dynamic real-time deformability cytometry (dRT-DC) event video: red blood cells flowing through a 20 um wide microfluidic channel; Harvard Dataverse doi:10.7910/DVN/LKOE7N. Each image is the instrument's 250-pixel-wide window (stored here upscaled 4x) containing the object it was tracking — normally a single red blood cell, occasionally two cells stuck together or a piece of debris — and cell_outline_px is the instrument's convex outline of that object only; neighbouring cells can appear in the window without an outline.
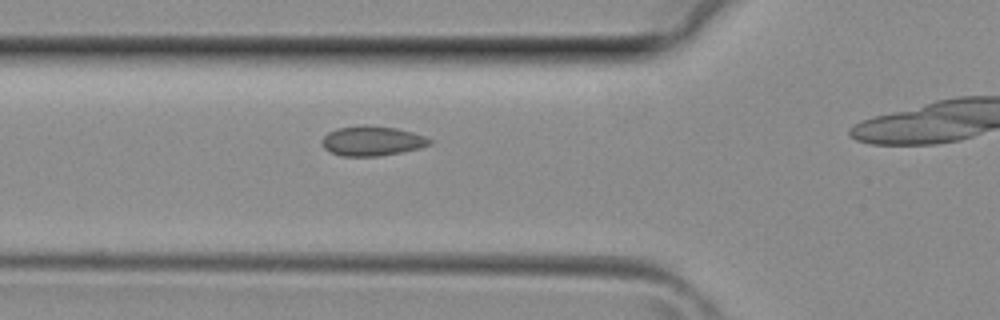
{"species": "common noctule bat (a hibernating species)", "species_latin": "Nyctalus noctula", "temperature_condition": "room temperature", "stored_images_in_passage": 10, "camera_frame_rate_fps": 3000, "um_per_image_px": 0.085, "animal": {"sex": "female", "body_mass_g": 29.2, "forearm_length_mm": 56.3}, "frame": {"image": 1, "passage_image": 2, "time_ms": 0.333, "image_size_px": [1000, 320], "cell_outline_px": [[432, 144], [420, 148], [380, 156], [340, 156], [324, 148], [320, 140], [328, 132], [336, 128], [364, 124], [396, 128], [412, 132], [424, 136], [432, 140]], "centroid_in_image_um": [31.61, 11.97], "position_along_channel_um": 94.2, "area_um2": 18.79}}
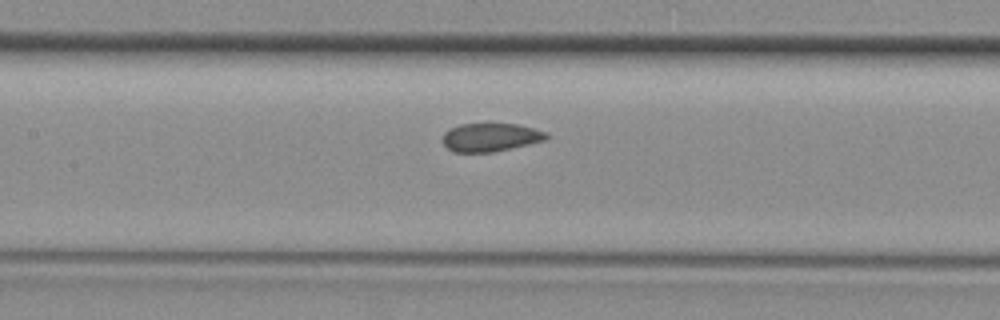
{"frame": {"image": 2, "passage_image": 6, "time_ms": 1.667, "image_size_px": [1000, 320], "cell_outline_px": [[548, 136], [544, 140], [528, 144], [492, 152], [452, 152], [440, 140], [444, 132], [448, 128], [460, 124], [516, 124], [548, 132]], "centroid_in_image_um": [41.63, 11.67], "position_along_channel_um": 165.8, "area_um2": 17.11}}
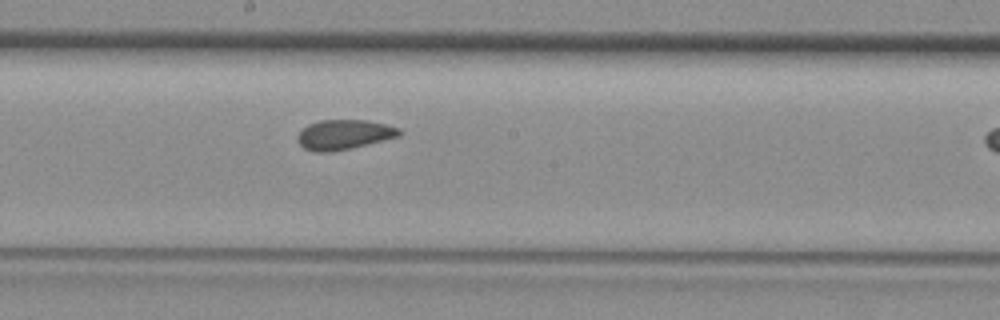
{"frame": {"image": 3, "passage_image": 9, "time_ms": 2.667, "image_size_px": [1000, 320], "cell_outline_px": [[404, 132], [400, 136], [348, 148], [328, 152], [316, 152], [304, 148], [296, 140], [296, 136], [308, 124], [320, 120], [368, 120], [400, 128]], "centroid_in_image_um": [29.24, 11.42], "position_along_channel_um": 219.0, "area_um2": 17.51}}